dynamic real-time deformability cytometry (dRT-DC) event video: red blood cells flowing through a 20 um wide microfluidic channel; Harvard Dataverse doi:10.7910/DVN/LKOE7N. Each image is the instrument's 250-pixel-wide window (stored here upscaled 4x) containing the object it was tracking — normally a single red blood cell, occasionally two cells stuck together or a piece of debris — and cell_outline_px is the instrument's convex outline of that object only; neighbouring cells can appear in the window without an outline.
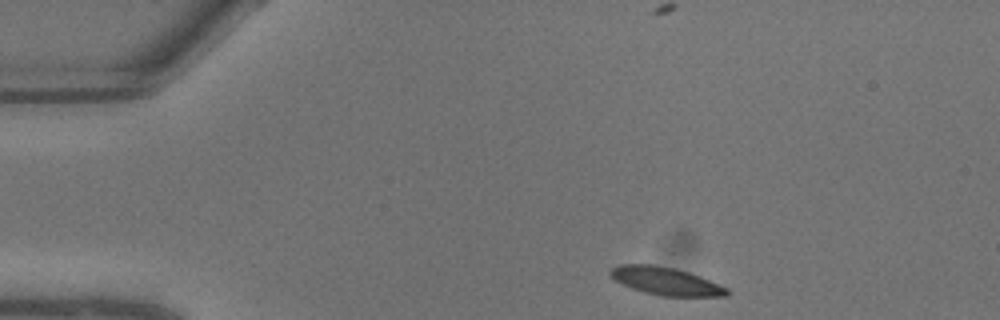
{"species": "common noctule bat (a hibernating species)", "species_latin": "Nyctalus noctula", "temperature_condition": "warm", "stored_images_in_passage": 9, "camera_frame_rate_fps": 3000, "um_per_image_px": 0.085, "animal": {"sex": "male", "body_mass_g": 13.3}, "frame": {"image": 1, "passage_image": 1, "time_ms": 0.0, "image_size_px": [1000, 320], "cell_outline_px": [[732, 292], [728, 296], [660, 296], [644, 292], [632, 288], [616, 280], [608, 272], [616, 264], [652, 264], [676, 268], [700, 276], [728, 288]], "centroid_in_image_um": [56.62, 23.89], "position_along_channel_um": 28.4, "area_um2": 18.96}}
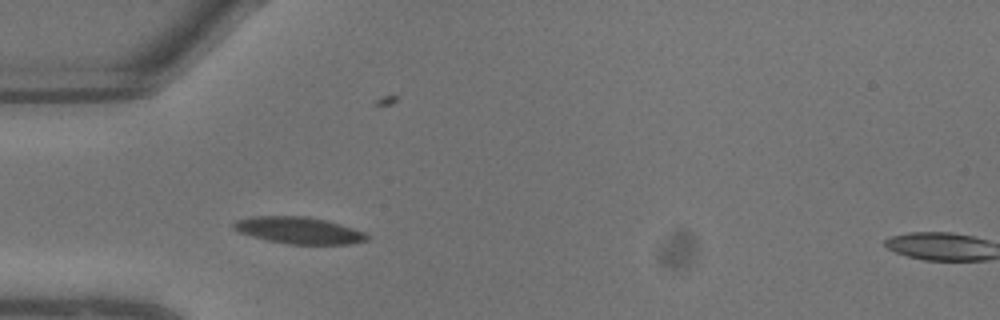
{"frame": {"image": 2, "passage_image": 4, "time_ms": 1.0, "image_size_px": [1000, 320], "cell_outline_px": [[368, 240], [348, 244], [288, 244], [268, 240], [252, 236], [240, 232], [232, 228], [232, 224], [236, 220], [252, 216], [308, 216], [328, 220], [364, 232], [368, 236]], "centroid_in_image_um": [25.39, 19.57], "position_along_channel_um": 59.6, "area_um2": 20.75}}
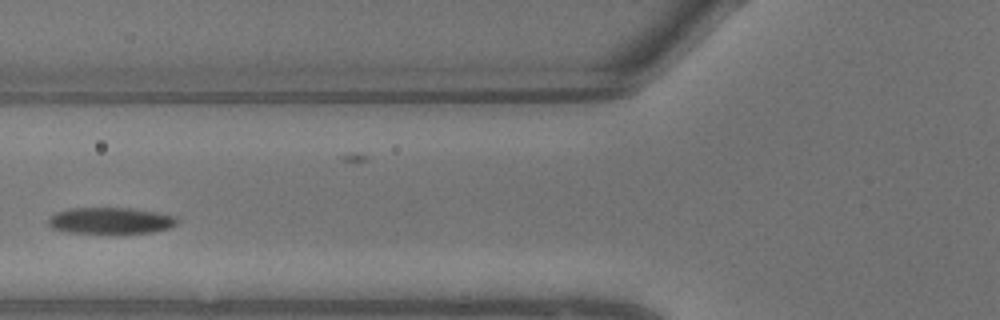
{"frame": {"image": 3, "passage_image": 6, "time_ms": 1.667, "image_size_px": [1000, 320], "cell_outline_px": [[176, 224], [168, 228], [152, 232], [72, 232], [52, 228], [48, 224], [48, 216], [56, 212], [72, 208], [132, 208], [156, 212], [176, 216]], "centroid_in_image_um": [9.37, 18.73], "position_along_channel_um": 116.4, "area_um2": 19.36}}